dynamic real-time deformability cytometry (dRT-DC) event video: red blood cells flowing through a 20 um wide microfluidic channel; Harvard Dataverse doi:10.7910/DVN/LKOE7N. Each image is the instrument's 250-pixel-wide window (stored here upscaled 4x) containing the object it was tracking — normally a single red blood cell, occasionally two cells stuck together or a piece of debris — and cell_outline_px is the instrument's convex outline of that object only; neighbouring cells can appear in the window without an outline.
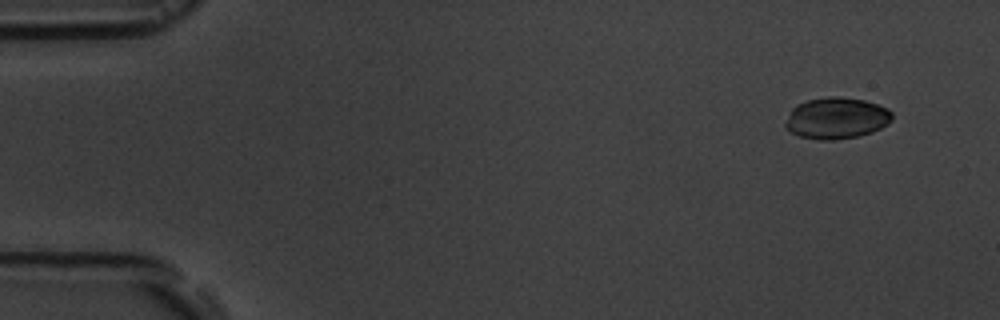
{"species": "common noctule bat (a hibernating species)", "species_latin": "Nyctalus noctula", "temperature_condition": "room temperature", "stored_images_in_passage": 5, "camera_frame_rate_fps": 3000, "um_per_image_px": 0.085, "animal": {"sex": "male", "body_mass_g": 19.5, "forearm_length_mm": 54.6}, "frame": {"image": 1, "passage_image": 1, "time_ms": 0.0, "image_size_px": [1000, 320], "cell_outline_px": [[892, 120], [888, 124], [872, 132], [856, 136], [832, 140], [820, 140], [800, 136], [792, 132], [784, 124], [792, 108], [796, 104], [808, 100], [828, 96], [840, 96], [864, 100], [888, 108], [892, 112]], "centroid_in_image_um": [71.11, 10.03], "position_along_channel_um": 13.9, "area_um2": 25.66}}
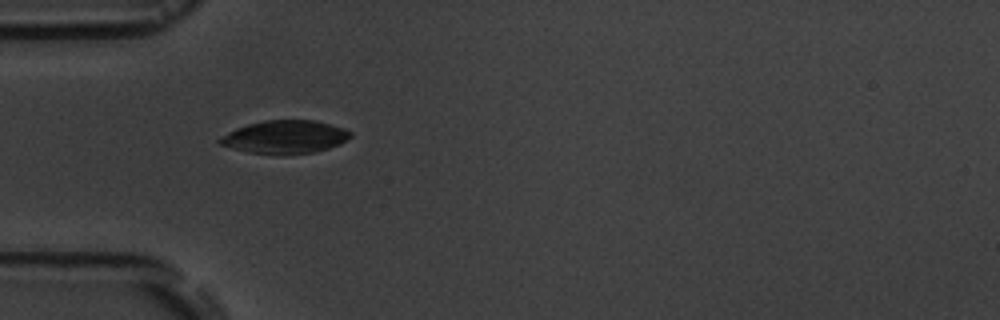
{"frame": {"image": 2, "passage_image": 5, "time_ms": 4.333, "image_size_px": [1000, 320], "cell_outline_px": [[352, 136], [340, 144], [328, 148], [312, 152], [284, 156], [248, 152], [232, 148], [220, 144], [216, 140], [228, 132], [236, 128], [248, 124], [264, 120], [316, 120], [344, 128], [352, 132]], "centroid_in_image_um": [24.23, 11.65], "position_along_channel_um": 60.8, "area_um2": 25.43}}